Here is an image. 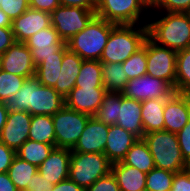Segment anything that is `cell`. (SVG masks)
Here are the masks:
<instances>
[{
  "label": "cell",
  "mask_w": 190,
  "mask_h": 191,
  "mask_svg": "<svg viewBox=\"0 0 190 191\" xmlns=\"http://www.w3.org/2000/svg\"><path fill=\"white\" fill-rule=\"evenodd\" d=\"M115 25L100 58L101 63H123L144 45L148 38L147 23ZM135 27V28H134Z\"/></svg>",
  "instance_id": "3"
},
{
  "label": "cell",
  "mask_w": 190,
  "mask_h": 191,
  "mask_svg": "<svg viewBox=\"0 0 190 191\" xmlns=\"http://www.w3.org/2000/svg\"><path fill=\"white\" fill-rule=\"evenodd\" d=\"M175 173L155 167L146 176V191H171Z\"/></svg>",
  "instance_id": "35"
},
{
  "label": "cell",
  "mask_w": 190,
  "mask_h": 191,
  "mask_svg": "<svg viewBox=\"0 0 190 191\" xmlns=\"http://www.w3.org/2000/svg\"><path fill=\"white\" fill-rule=\"evenodd\" d=\"M52 191H85V189L68 178L55 184Z\"/></svg>",
  "instance_id": "47"
},
{
  "label": "cell",
  "mask_w": 190,
  "mask_h": 191,
  "mask_svg": "<svg viewBox=\"0 0 190 191\" xmlns=\"http://www.w3.org/2000/svg\"><path fill=\"white\" fill-rule=\"evenodd\" d=\"M54 148V145L28 139L16 151V155L38 167L49 156Z\"/></svg>",
  "instance_id": "29"
},
{
  "label": "cell",
  "mask_w": 190,
  "mask_h": 191,
  "mask_svg": "<svg viewBox=\"0 0 190 191\" xmlns=\"http://www.w3.org/2000/svg\"><path fill=\"white\" fill-rule=\"evenodd\" d=\"M61 6L80 7L96 11L97 0H59Z\"/></svg>",
  "instance_id": "46"
},
{
  "label": "cell",
  "mask_w": 190,
  "mask_h": 191,
  "mask_svg": "<svg viewBox=\"0 0 190 191\" xmlns=\"http://www.w3.org/2000/svg\"><path fill=\"white\" fill-rule=\"evenodd\" d=\"M102 80L106 92H122L128 80L122 63H102Z\"/></svg>",
  "instance_id": "28"
},
{
  "label": "cell",
  "mask_w": 190,
  "mask_h": 191,
  "mask_svg": "<svg viewBox=\"0 0 190 191\" xmlns=\"http://www.w3.org/2000/svg\"><path fill=\"white\" fill-rule=\"evenodd\" d=\"M63 56H49L36 66L35 77L44 86L54 87L61 73Z\"/></svg>",
  "instance_id": "31"
},
{
  "label": "cell",
  "mask_w": 190,
  "mask_h": 191,
  "mask_svg": "<svg viewBox=\"0 0 190 191\" xmlns=\"http://www.w3.org/2000/svg\"><path fill=\"white\" fill-rule=\"evenodd\" d=\"M105 93V87H74L66 96L65 105L75 111L95 116Z\"/></svg>",
  "instance_id": "17"
},
{
  "label": "cell",
  "mask_w": 190,
  "mask_h": 191,
  "mask_svg": "<svg viewBox=\"0 0 190 191\" xmlns=\"http://www.w3.org/2000/svg\"><path fill=\"white\" fill-rule=\"evenodd\" d=\"M164 130L178 133L190 119V104L183 93L174 92L165 103Z\"/></svg>",
  "instance_id": "18"
},
{
  "label": "cell",
  "mask_w": 190,
  "mask_h": 191,
  "mask_svg": "<svg viewBox=\"0 0 190 191\" xmlns=\"http://www.w3.org/2000/svg\"><path fill=\"white\" fill-rule=\"evenodd\" d=\"M112 163L104 153L71 152L69 179L82 188L111 172Z\"/></svg>",
  "instance_id": "6"
},
{
  "label": "cell",
  "mask_w": 190,
  "mask_h": 191,
  "mask_svg": "<svg viewBox=\"0 0 190 191\" xmlns=\"http://www.w3.org/2000/svg\"><path fill=\"white\" fill-rule=\"evenodd\" d=\"M8 110L4 102H0V133L6 123Z\"/></svg>",
  "instance_id": "49"
},
{
  "label": "cell",
  "mask_w": 190,
  "mask_h": 191,
  "mask_svg": "<svg viewBox=\"0 0 190 191\" xmlns=\"http://www.w3.org/2000/svg\"><path fill=\"white\" fill-rule=\"evenodd\" d=\"M16 156V151L6 146L0 141V174L8 172L13 159Z\"/></svg>",
  "instance_id": "43"
},
{
  "label": "cell",
  "mask_w": 190,
  "mask_h": 191,
  "mask_svg": "<svg viewBox=\"0 0 190 191\" xmlns=\"http://www.w3.org/2000/svg\"><path fill=\"white\" fill-rule=\"evenodd\" d=\"M149 5L154 1V0H145Z\"/></svg>",
  "instance_id": "52"
},
{
  "label": "cell",
  "mask_w": 190,
  "mask_h": 191,
  "mask_svg": "<svg viewBox=\"0 0 190 191\" xmlns=\"http://www.w3.org/2000/svg\"><path fill=\"white\" fill-rule=\"evenodd\" d=\"M75 87H104L102 63L97 60H83Z\"/></svg>",
  "instance_id": "30"
},
{
  "label": "cell",
  "mask_w": 190,
  "mask_h": 191,
  "mask_svg": "<svg viewBox=\"0 0 190 191\" xmlns=\"http://www.w3.org/2000/svg\"><path fill=\"white\" fill-rule=\"evenodd\" d=\"M60 5L59 0H29L32 9L52 13Z\"/></svg>",
  "instance_id": "45"
},
{
  "label": "cell",
  "mask_w": 190,
  "mask_h": 191,
  "mask_svg": "<svg viewBox=\"0 0 190 191\" xmlns=\"http://www.w3.org/2000/svg\"><path fill=\"white\" fill-rule=\"evenodd\" d=\"M1 70L21 77L35 76L36 66L33 63L30 49L23 42H15L0 56Z\"/></svg>",
  "instance_id": "13"
},
{
  "label": "cell",
  "mask_w": 190,
  "mask_h": 191,
  "mask_svg": "<svg viewBox=\"0 0 190 191\" xmlns=\"http://www.w3.org/2000/svg\"><path fill=\"white\" fill-rule=\"evenodd\" d=\"M115 25L95 16L85 29L66 42L67 48L83 60L99 61Z\"/></svg>",
  "instance_id": "4"
},
{
  "label": "cell",
  "mask_w": 190,
  "mask_h": 191,
  "mask_svg": "<svg viewBox=\"0 0 190 191\" xmlns=\"http://www.w3.org/2000/svg\"><path fill=\"white\" fill-rule=\"evenodd\" d=\"M171 191H190V167L175 173Z\"/></svg>",
  "instance_id": "41"
},
{
  "label": "cell",
  "mask_w": 190,
  "mask_h": 191,
  "mask_svg": "<svg viewBox=\"0 0 190 191\" xmlns=\"http://www.w3.org/2000/svg\"><path fill=\"white\" fill-rule=\"evenodd\" d=\"M177 52L157 45L149 37L146 39L147 73L166 81L176 92Z\"/></svg>",
  "instance_id": "9"
},
{
  "label": "cell",
  "mask_w": 190,
  "mask_h": 191,
  "mask_svg": "<svg viewBox=\"0 0 190 191\" xmlns=\"http://www.w3.org/2000/svg\"><path fill=\"white\" fill-rule=\"evenodd\" d=\"M128 80L144 76L147 73L146 40L141 49L122 63Z\"/></svg>",
  "instance_id": "34"
},
{
  "label": "cell",
  "mask_w": 190,
  "mask_h": 191,
  "mask_svg": "<svg viewBox=\"0 0 190 191\" xmlns=\"http://www.w3.org/2000/svg\"><path fill=\"white\" fill-rule=\"evenodd\" d=\"M85 191H120V187L116 178L112 172H110L108 175L97 179L90 187H87Z\"/></svg>",
  "instance_id": "39"
},
{
  "label": "cell",
  "mask_w": 190,
  "mask_h": 191,
  "mask_svg": "<svg viewBox=\"0 0 190 191\" xmlns=\"http://www.w3.org/2000/svg\"><path fill=\"white\" fill-rule=\"evenodd\" d=\"M121 92H106L95 117L106 125L116 124L121 107Z\"/></svg>",
  "instance_id": "32"
},
{
  "label": "cell",
  "mask_w": 190,
  "mask_h": 191,
  "mask_svg": "<svg viewBox=\"0 0 190 191\" xmlns=\"http://www.w3.org/2000/svg\"><path fill=\"white\" fill-rule=\"evenodd\" d=\"M29 8L28 0H1L0 9L11 19L19 17Z\"/></svg>",
  "instance_id": "38"
},
{
  "label": "cell",
  "mask_w": 190,
  "mask_h": 191,
  "mask_svg": "<svg viewBox=\"0 0 190 191\" xmlns=\"http://www.w3.org/2000/svg\"><path fill=\"white\" fill-rule=\"evenodd\" d=\"M147 26L148 37L157 45L176 52L190 48V13L166 12Z\"/></svg>",
  "instance_id": "2"
},
{
  "label": "cell",
  "mask_w": 190,
  "mask_h": 191,
  "mask_svg": "<svg viewBox=\"0 0 190 191\" xmlns=\"http://www.w3.org/2000/svg\"><path fill=\"white\" fill-rule=\"evenodd\" d=\"M190 88V48L178 51L176 55V93Z\"/></svg>",
  "instance_id": "33"
},
{
  "label": "cell",
  "mask_w": 190,
  "mask_h": 191,
  "mask_svg": "<svg viewBox=\"0 0 190 191\" xmlns=\"http://www.w3.org/2000/svg\"><path fill=\"white\" fill-rule=\"evenodd\" d=\"M183 94L187 97L189 104H190V88L187 89Z\"/></svg>",
  "instance_id": "51"
},
{
  "label": "cell",
  "mask_w": 190,
  "mask_h": 191,
  "mask_svg": "<svg viewBox=\"0 0 190 191\" xmlns=\"http://www.w3.org/2000/svg\"><path fill=\"white\" fill-rule=\"evenodd\" d=\"M167 99L141 101V117L145 134L164 130V107Z\"/></svg>",
  "instance_id": "24"
},
{
  "label": "cell",
  "mask_w": 190,
  "mask_h": 191,
  "mask_svg": "<svg viewBox=\"0 0 190 191\" xmlns=\"http://www.w3.org/2000/svg\"><path fill=\"white\" fill-rule=\"evenodd\" d=\"M95 16V11L89 9L59 5L51 13V25L63 41L67 42L85 29Z\"/></svg>",
  "instance_id": "10"
},
{
  "label": "cell",
  "mask_w": 190,
  "mask_h": 191,
  "mask_svg": "<svg viewBox=\"0 0 190 191\" xmlns=\"http://www.w3.org/2000/svg\"><path fill=\"white\" fill-rule=\"evenodd\" d=\"M25 44L31 51L35 66L41 64L49 56H63L68 49L66 42L52 25L31 36Z\"/></svg>",
  "instance_id": "11"
},
{
  "label": "cell",
  "mask_w": 190,
  "mask_h": 191,
  "mask_svg": "<svg viewBox=\"0 0 190 191\" xmlns=\"http://www.w3.org/2000/svg\"><path fill=\"white\" fill-rule=\"evenodd\" d=\"M0 191H18L7 172L0 174Z\"/></svg>",
  "instance_id": "48"
},
{
  "label": "cell",
  "mask_w": 190,
  "mask_h": 191,
  "mask_svg": "<svg viewBox=\"0 0 190 191\" xmlns=\"http://www.w3.org/2000/svg\"><path fill=\"white\" fill-rule=\"evenodd\" d=\"M16 42L12 28H0V56Z\"/></svg>",
  "instance_id": "44"
},
{
  "label": "cell",
  "mask_w": 190,
  "mask_h": 191,
  "mask_svg": "<svg viewBox=\"0 0 190 191\" xmlns=\"http://www.w3.org/2000/svg\"><path fill=\"white\" fill-rule=\"evenodd\" d=\"M36 172H38L37 166L16 155L7 173L18 191H25L26 187L30 186V181Z\"/></svg>",
  "instance_id": "27"
},
{
  "label": "cell",
  "mask_w": 190,
  "mask_h": 191,
  "mask_svg": "<svg viewBox=\"0 0 190 191\" xmlns=\"http://www.w3.org/2000/svg\"><path fill=\"white\" fill-rule=\"evenodd\" d=\"M31 118L32 115L26 111L8 113L6 123L0 133V141L17 151L28 140Z\"/></svg>",
  "instance_id": "15"
},
{
  "label": "cell",
  "mask_w": 190,
  "mask_h": 191,
  "mask_svg": "<svg viewBox=\"0 0 190 191\" xmlns=\"http://www.w3.org/2000/svg\"><path fill=\"white\" fill-rule=\"evenodd\" d=\"M138 138L116 124L109 126L104 154L113 163L121 162Z\"/></svg>",
  "instance_id": "20"
},
{
  "label": "cell",
  "mask_w": 190,
  "mask_h": 191,
  "mask_svg": "<svg viewBox=\"0 0 190 191\" xmlns=\"http://www.w3.org/2000/svg\"><path fill=\"white\" fill-rule=\"evenodd\" d=\"M143 139L148 145L155 167L174 173L190 167L183 158L176 133L154 131L144 134Z\"/></svg>",
  "instance_id": "5"
},
{
  "label": "cell",
  "mask_w": 190,
  "mask_h": 191,
  "mask_svg": "<svg viewBox=\"0 0 190 191\" xmlns=\"http://www.w3.org/2000/svg\"><path fill=\"white\" fill-rule=\"evenodd\" d=\"M174 92L166 81L145 74L130 79L121 93L127 98L144 101L156 98L168 99Z\"/></svg>",
  "instance_id": "12"
},
{
  "label": "cell",
  "mask_w": 190,
  "mask_h": 191,
  "mask_svg": "<svg viewBox=\"0 0 190 191\" xmlns=\"http://www.w3.org/2000/svg\"><path fill=\"white\" fill-rule=\"evenodd\" d=\"M82 62L83 59L75 52H72L69 49L64 52L61 73L59 74V79L56 82V85L53 87L64 98H66L70 91L75 87V82L79 75Z\"/></svg>",
  "instance_id": "22"
},
{
  "label": "cell",
  "mask_w": 190,
  "mask_h": 191,
  "mask_svg": "<svg viewBox=\"0 0 190 191\" xmlns=\"http://www.w3.org/2000/svg\"><path fill=\"white\" fill-rule=\"evenodd\" d=\"M108 132L109 125L91 116L71 152L104 153Z\"/></svg>",
  "instance_id": "16"
},
{
  "label": "cell",
  "mask_w": 190,
  "mask_h": 191,
  "mask_svg": "<svg viewBox=\"0 0 190 191\" xmlns=\"http://www.w3.org/2000/svg\"><path fill=\"white\" fill-rule=\"evenodd\" d=\"M90 117V115L70 109L66 105L55 115H52L56 148L72 149Z\"/></svg>",
  "instance_id": "8"
},
{
  "label": "cell",
  "mask_w": 190,
  "mask_h": 191,
  "mask_svg": "<svg viewBox=\"0 0 190 191\" xmlns=\"http://www.w3.org/2000/svg\"><path fill=\"white\" fill-rule=\"evenodd\" d=\"M5 104L8 113L26 111L31 115L52 116L65 106V98L33 76L27 78L22 88Z\"/></svg>",
  "instance_id": "1"
},
{
  "label": "cell",
  "mask_w": 190,
  "mask_h": 191,
  "mask_svg": "<svg viewBox=\"0 0 190 191\" xmlns=\"http://www.w3.org/2000/svg\"><path fill=\"white\" fill-rule=\"evenodd\" d=\"M111 172L116 178L120 191H146L147 173L124 164L122 161L113 163Z\"/></svg>",
  "instance_id": "23"
},
{
  "label": "cell",
  "mask_w": 190,
  "mask_h": 191,
  "mask_svg": "<svg viewBox=\"0 0 190 191\" xmlns=\"http://www.w3.org/2000/svg\"><path fill=\"white\" fill-rule=\"evenodd\" d=\"M157 9L164 12L189 13L190 0H154L150 4V10Z\"/></svg>",
  "instance_id": "37"
},
{
  "label": "cell",
  "mask_w": 190,
  "mask_h": 191,
  "mask_svg": "<svg viewBox=\"0 0 190 191\" xmlns=\"http://www.w3.org/2000/svg\"><path fill=\"white\" fill-rule=\"evenodd\" d=\"M49 26H51L50 13L29 7L19 17L12 20L11 28L16 42L25 43L31 36Z\"/></svg>",
  "instance_id": "14"
},
{
  "label": "cell",
  "mask_w": 190,
  "mask_h": 191,
  "mask_svg": "<svg viewBox=\"0 0 190 191\" xmlns=\"http://www.w3.org/2000/svg\"><path fill=\"white\" fill-rule=\"evenodd\" d=\"M122 162L135 167L144 173H148L150 170L155 168L153 157L143 138L136 140L126 153Z\"/></svg>",
  "instance_id": "25"
},
{
  "label": "cell",
  "mask_w": 190,
  "mask_h": 191,
  "mask_svg": "<svg viewBox=\"0 0 190 191\" xmlns=\"http://www.w3.org/2000/svg\"><path fill=\"white\" fill-rule=\"evenodd\" d=\"M12 20L0 9V28H11Z\"/></svg>",
  "instance_id": "50"
},
{
  "label": "cell",
  "mask_w": 190,
  "mask_h": 191,
  "mask_svg": "<svg viewBox=\"0 0 190 191\" xmlns=\"http://www.w3.org/2000/svg\"><path fill=\"white\" fill-rule=\"evenodd\" d=\"M141 101L127 98L121 94V107H119V116L116 125L134 134L138 139L144 137L141 117Z\"/></svg>",
  "instance_id": "21"
},
{
  "label": "cell",
  "mask_w": 190,
  "mask_h": 191,
  "mask_svg": "<svg viewBox=\"0 0 190 191\" xmlns=\"http://www.w3.org/2000/svg\"><path fill=\"white\" fill-rule=\"evenodd\" d=\"M28 139L56 147L53 118L49 115H32Z\"/></svg>",
  "instance_id": "26"
},
{
  "label": "cell",
  "mask_w": 190,
  "mask_h": 191,
  "mask_svg": "<svg viewBox=\"0 0 190 191\" xmlns=\"http://www.w3.org/2000/svg\"><path fill=\"white\" fill-rule=\"evenodd\" d=\"M27 78L0 70V102L6 103L21 88Z\"/></svg>",
  "instance_id": "36"
},
{
  "label": "cell",
  "mask_w": 190,
  "mask_h": 191,
  "mask_svg": "<svg viewBox=\"0 0 190 191\" xmlns=\"http://www.w3.org/2000/svg\"><path fill=\"white\" fill-rule=\"evenodd\" d=\"M54 186L39 172H36L30 181V186H27L25 191H52Z\"/></svg>",
  "instance_id": "42"
},
{
  "label": "cell",
  "mask_w": 190,
  "mask_h": 191,
  "mask_svg": "<svg viewBox=\"0 0 190 191\" xmlns=\"http://www.w3.org/2000/svg\"><path fill=\"white\" fill-rule=\"evenodd\" d=\"M176 134L183 158L190 165V119L188 123Z\"/></svg>",
  "instance_id": "40"
},
{
  "label": "cell",
  "mask_w": 190,
  "mask_h": 191,
  "mask_svg": "<svg viewBox=\"0 0 190 191\" xmlns=\"http://www.w3.org/2000/svg\"><path fill=\"white\" fill-rule=\"evenodd\" d=\"M70 158L71 149L55 147L38 166V172L55 185L69 178Z\"/></svg>",
  "instance_id": "19"
},
{
  "label": "cell",
  "mask_w": 190,
  "mask_h": 191,
  "mask_svg": "<svg viewBox=\"0 0 190 191\" xmlns=\"http://www.w3.org/2000/svg\"><path fill=\"white\" fill-rule=\"evenodd\" d=\"M149 10L150 5L145 0H97L95 13L97 17L116 25H137L142 14Z\"/></svg>",
  "instance_id": "7"
}]
</instances>
